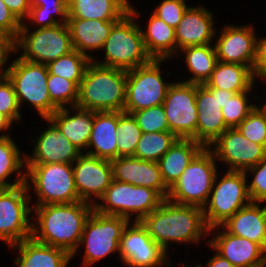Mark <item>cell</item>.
Listing matches in <instances>:
<instances>
[{
	"label": "cell",
	"instance_id": "cell-1",
	"mask_svg": "<svg viewBox=\"0 0 266 267\" xmlns=\"http://www.w3.org/2000/svg\"><path fill=\"white\" fill-rule=\"evenodd\" d=\"M33 208L38 218V226L32 222V238L39 243L63 249L74 257L94 203L79 201L69 204H45Z\"/></svg>",
	"mask_w": 266,
	"mask_h": 267
},
{
	"label": "cell",
	"instance_id": "cell-2",
	"mask_svg": "<svg viewBox=\"0 0 266 267\" xmlns=\"http://www.w3.org/2000/svg\"><path fill=\"white\" fill-rule=\"evenodd\" d=\"M140 223L166 252L169 242L195 243L209 232L201 207L178 204L167 198Z\"/></svg>",
	"mask_w": 266,
	"mask_h": 267
},
{
	"label": "cell",
	"instance_id": "cell-3",
	"mask_svg": "<svg viewBox=\"0 0 266 267\" xmlns=\"http://www.w3.org/2000/svg\"><path fill=\"white\" fill-rule=\"evenodd\" d=\"M126 81V70L101 66L92 60L80 82L76 106L94 112H123Z\"/></svg>",
	"mask_w": 266,
	"mask_h": 267
},
{
	"label": "cell",
	"instance_id": "cell-4",
	"mask_svg": "<svg viewBox=\"0 0 266 267\" xmlns=\"http://www.w3.org/2000/svg\"><path fill=\"white\" fill-rule=\"evenodd\" d=\"M136 15L140 14L129 6V12L113 25L103 45L105 61L95 64L127 71L153 60L146 50L142 30L133 19Z\"/></svg>",
	"mask_w": 266,
	"mask_h": 267
},
{
	"label": "cell",
	"instance_id": "cell-5",
	"mask_svg": "<svg viewBox=\"0 0 266 267\" xmlns=\"http://www.w3.org/2000/svg\"><path fill=\"white\" fill-rule=\"evenodd\" d=\"M215 161V155L210 147H203L169 188L167 199L178 204L201 208L207 206L217 174Z\"/></svg>",
	"mask_w": 266,
	"mask_h": 267
},
{
	"label": "cell",
	"instance_id": "cell-6",
	"mask_svg": "<svg viewBox=\"0 0 266 267\" xmlns=\"http://www.w3.org/2000/svg\"><path fill=\"white\" fill-rule=\"evenodd\" d=\"M100 199L106 204L101 205V203L94 202V210L104 215L125 217L129 221L132 213L137 215L135 221H140L164 201V198L156 190L134 186L115 179L112 180Z\"/></svg>",
	"mask_w": 266,
	"mask_h": 267
},
{
	"label": "cell",
	"instance_id": "cell-7",
	"mask_svg": "<svg viewBox=\"0 0 266 267\" xmlns=\"http://www.w3.org/2000/svg\"><path fill=\"white\" fill-rule=\"evenodd\" d=\"M26 166L25 178L26 180L30 178V183L34 185L38 196V203L33 206L80 201L75 187L72 164L49 163L26 164Z\"/></svg>",
	"mask_w": 266,
	"mask_h": 267
},
{
	"label": "cell",
	"instance_id": "cell-8",
	"mask_svg": "<svg viewBox=\"0 0 266 267\" xmlns=\"http://www.w3.org/2000/svg\"><path fill=\"white\" fill-rule=\"evenodd\" d=\"M246 175L243 171L228 170L217 184L218 175L216 174L207 200V204L210 202L209 207L202 208L209 232L217 230L236 211L252 202L248 193ZM210 195H212L211 198Z\"/></svg>",
	"mask_w": 266,
	"mask_h": 267
},
{
	"label": "cell",
	"instance_id": "cell-9",
	"mask_svg": "<svg viewBox=\"0 0 266 267\" xmlns=\"http://www.w3.org/2000/svg\"><path fill=\"white\" fill-rule=\"evenodd\" d=\"M27 27L22 22L18 37L14 40L15 51L19 48L24 50L19 56L23 60L47 65L74 50L67 23L39 27L30 34Z\"/></svg>",
	"mask_w": 266,
	"mask_h": 267
},
{
	"label": "cell",
	"instance_id": "cell-10",
	"mask_svg": "<svg viewBox=\"0 0 266 267\" xmlns=\"http://www.w3.org/2000/svg\"><path fill=\"white\" fill-rule=\"evenodd\" d=\"M7 77L13 84L19 106L26 100L43 118H49L58 109L51 102L47 89V65L19 57L9 65Z\"/></svg>",
	"mask_w": 266,
	"mask_h": 267
},
{
	"label": "cell",
	"instance_id": "cell-11",
	"mask_svg": "<svg viewBox=\"0 0 266 267\" xmlns=\"http://www.w3.org/2000/svg\"><path fill=\"white\" fill-rule=\"evenodd\" d=\"M29 181L13 188L0 189V240L10 246L32 237L29 214Z\"/></svg>",
	"mask_w": 266,
	"mask_h": 267
},
{
	"label": "cell",
	"instance_id": "cell-12",
	"mask_svg": "<svg viewBox=\"0 0 266 267\" xmlns=\"http://www.w3.org/2000/svg\"><path fill=\"white\" fill-rule=\"evenodd\" d=\"M153 59L148 64L127 70L126 101L123 112L131 114L145 108L162 105L171 83L161 76L160 63Z\"/></svg>",
	"mask_w": 266,
	"mask_h": 267
},
{
	"label": "cell",
	"instance_id": "cell-13",
	"mask_svg": "<svg viewBox=\"0 0 266 267\" xmlns=\"http://www.w3.org/2000/svg\"><path fill=\"white\" fill-rule=\"evenodd\" d=\"M129 223L125 217L104 215L93 209L87 218L80 244L86 245L83 265L91 266L96 261L119 251L124 227Z\"/></svg>",
	"mask_w": 266,
	"mask_h": 267
},
{
	"label": "cell",
	"instance_id": "cell-14",
	"mask_svg": "<svg viewBox=\"0 0 266 267\" xmlns=\"http://www.w3.org/2000/svg\"><path fill=\"white\" fill-rule=\"evenodd\" d=\"M170 132L180 139L196 141L197 106L196 84L172 83L163 102Z\"/></svg>",
	"mask_w": 266,
	"mask_h": 267
},
{
	"label": "cell",
	"instance_id": "cell-15",
	"mask_svg": "<svg viewBox=\"0 0 266 267\" xmlns=\"http://www.w3.org/2000/svg\"><path fill=\"white\" fill-rule=\"evenodd\" d=\"M124 227L120 243L119 256L129 267H165L167 252L149 235L140 221H133Z\"/></svg>",
	"mask_w": 266,
	"mask_h": 267
},
{
	"label": "cell",
	"instance_id": "cell-16",
	"mask_svg": "<svg viewBox=\"0 0 266 267\" xmlns=\"http://www.w3.org/2000/svg\"><path fill=\"white\" fill-rule=\"evenodd\" d=\"M211 146L215 158L228 163L231 171L245 172L266 157V148L245 138L237 128L226 129Z\"/></svg>",
	"mask_w": 266,
	"mask_h": 267
},
{
	"label": "cell",
	"instance_id": "cell-17",
	"mask_svg": "<svg viewBox=\"0 0 266 267\" xmlns=\"http://www.w3.org/2000/svg\"><path fill=\"white\" fill-rule=\"evenodd\" d=\"M72 166L80 201L90 203L91 195L100 199L113 180L110 160L81 153Z\"/></svg>",
	"mask_w": 266,
	"mask_h": 267
},
{
	"label": "cell",
	"instance_id": "cell-18",
	"mask_svg": "<svg viewBox=\"0 0 266 267\" xmlns=\"http://www.w3.org/2000/svg\"><path fill=\"white\" fill-rule=\"evenodd\" d=\"M257 42L253 27L227 25L214 45L218 61L246 65L253 70Z\"/></svg>",
	"mask_w": 266,
	"mask_h": 267
},
{
	"label": "cell",
	"instance_id": "cell-19",
	"mask_svg": "<svg viewBox=\"0 0 266 267\" xmlns=\"http://www.w3.org/2000/svg\"><path fill=\"white\" fill-rule=\"evenodd\" d=\"M196 106V142L203 147L212 148L211 144L228 129L218 102V88L196 84Z\"/></svg>",
	"mask_w": 266,
	"mask_h": 267
},
{
	"label": "cell",
	"instance_id": "cell-20",
	"mask_svg": "<svg viewBox=\"0 0 266 267\" xmlns=\"http://www.w3.org/2000/svg\"><path fill=\"white\" fill-rule=\"evenodd\" d=\"M111 166L113 179L151 188L167 198L169 188L163 182L157 162L127 156L112 159Z\"/></svg>",
	"mask_w": 266,
	"mask_h": 267
},
{
	"label": "cell",
	"instance_id": "cell-21",
	"mask_svg": "<svg viewBox=\"0 0 266 267\" xmlns=\"http://www.w3.org/2000/svg\"><path fill=\"white\" fill-rule=\"evenodd\" d=\"M44 120L49 122V127L38 137L36 145L34 144L32 157L24 155L26 164H73L82 151L74 146L50 119Z\"/></svg>",
	"mask_w": 266,
	"mask_h": 267
},
{
	"label": "cell",
	"instance_id": "cell-22",
	"mask_svg": "<svg viewBox=\"0 0 266 267\" xmlns=\"http://www.w3.org/2000/svg\"><path fill=\"white\" fill-rule=\"evenodd\" d=\"M219 255L234 267H265L266 251L257 243L246 238L224 232L208 241Z\"/></svg>",
	"mask_w": 266,
	"mask_h": 267
},
{
	"label": "cell",
	"instance_id": "cell-23",
	"mask_svg": "<svg viewBox=\"0 0 266 267\" xmlns=\"http://www.w3.org/2000/svg\"><path fill=\"white\" fill-rule=\"evenodd\" d=\"M212 13L205 7H188L175 28L177 49L210 44L215 36Z\"/></svg>",
	"mask_w": 266,
	"mask_h": 267
},
{
	"label": "cell",
	"instance_id": "cell-24",
	"mask_svg": "<svg viewBox=\"0 0 266 267\" xmlns=\"http://www.w3.org/2000/svg\"><path fill=\"white\" fill-rule=\"evenodd\" d=\"M251 202L236 211L221 226L227 232L259 244L266 251V206Z\"/></svg>",
	"mask_w": 266,
	"mask_h": 267
},
{
	"label": "cell",
	"instance_id": "cell-25",
	"mask_svg": "<svg viewBox=\"0 0 266 267\" xmlns=\"http://www.w3.org/2000/svg\"><path fill=\"white\" fill-rule=\"evenodd\" d=\"M119 20H85L79 18H68L67 25L70 31L72 45L75 50L88 56L91 60L93 57L86 51L102 49L109 36L113 25Z\"/></svg>",
	"mask_w": 266,
	"mask_h": 267
},
{
	"label": "cell",
	"instance_id": "cell-26",
	"mask_svg": "<svg viewBox=\"0 0 266 267\" xmlns=\"http://www.w3.org/2000/svg\"><path fill=\"white\" fill-rule=\"evenodd\" d=\"M117 135V111L95 112L87 146H94L95 151L90 149L86 154L110 161L118 158Z\"/></svg>",
	"mask_w": 266,
	"mask_h": 267
},
{
	"label": "cell",
	"instance_id": "cell-27",
	"mask_svg": "<svg viewBox=\"0 0 266 267\" xmlns=\"http://www.w3.org/2000/svg\"><path fill=\"white\" fill-rule=\"evenodd\" d=\"M72 109L77 111L73 116L69 115L70 112L64 107L57 109L48 119L81 151L82 148L85 149L88 146L95 112L77 106Z\"/></svg>",
	"mask_w": 266,
	"mask_h": 267
},
{
	"label": "cell",
	"instance_id": "cell-28",
	"mask_svg": "<svg viewBox=\"0 0 266 267\" xmlns=\"http://www.w3.org/2000/svg\"><path fill=\"white\" fill-rule=\"evenodd\" d=\"M11 248L19 250L15 260L18 267H66L72 258L65 250L39 243L32 237Z\"/></svg>",
	"mask_w": 266,
	"mask_h": 267
},
{
	"label": "cell",
	"instance_id": "cell-29",
	"mask_svg": "<svg viewBox=\"0 0 266 267\" xmlns=\"http://www.w3.org/2000/svg\"><path fill=\"white\" fill-rule=\"evenodd\" d=\"M202 148L203 146L193 139L178 138L157 161L163 182L168 188L181 176L190 161Z\"/></svg>",
	"mask_w": 266,
	"mask_h": 267
},
{
	"label": "cell",
	"instance_id": "cell-30",
	"mask_svg": "<svg viewBox=\"0 0 266 267\" xmlns=\"http://www.w3.org/2000/svg\"><path fill=\"white\" fill-rule=\"evenodd\" d=\"M128 0H67L68 18L120 20L129 12Z\"/></svg>",
	"mask_w": 266,
	"mask_h": 267
},
{
	"label": "cell",
	"instance_id": "cell-31",
	"mask_svg": "<svg viewBox=\"0 0 266 267\" xmlns=\"http://www.w3.org/2000/svg\"><path fill=\"white\" fill-rule=\"evenodd\" d=\"M254 79L253 70L249 66L218 61L204 85L207 88H218L239 93L251 91Z\"/></svg>",
	"mask_w": 266,
	"mask_h": 267
},
{
	"label": "cell",
	"instance_id": "cell-32",
	"mask_svg": "<svg viewBox=\"0 0 266 267\" xmlns=\"http://www.w3.org/2000/svg\"><path fill=\"white\" fill-rule=\"evenodd\" d=\"M142 36L152 59L166 60L175 55L177 51L175 29L154 14L149 19L146 32L142 31Z\"/></svg>",
	"mask_w": 266,
	"mask_h": 267
},
{
	"label": "cell",
	"instance_id": "cell-33",
	"mask_svg": "<svg viewBox=\"0 0 266 267\" xmlns=\"http://www.w3.org/2000/svg\"><path fill=\"white\" fill-rule=\"evenodd\" d=\"M185 54L186 64L193 74L187 83L204 84L211 76L218 62L215 47L211 44L189 46L181 49Z\"/></svg>",
	"mask_w": 266,
	"mask_h": 267
},
{
	"label": "cell",
	"instance_id": "cell-34",
	"mask_svg": "<svg viewBox=\"0 0 266 267\" xmlns=\"http://www.w3.org/2000/svg\"><path fill=\"white\" fill-rule=\"evenodd\" d=\"M20 154L19 148L9 134L0 135V188H13L25 183V173L21 174L20 169L26 162L21 159ZM15 171L20 177L16 178L14 183H9L6 179Z\"/></svg>",
	"mask_w": 266,
	"mask_h": 267
},
{
	"label": "cell",
	"instance_id": "cell-35",
	"mask_svg": "<svg viewBox=\"0 0 266 267\" xmlns=\"http://www.w3.org/2000/svg\"><path fill=\"white\" fill-rule=\"evenodd\" d=\"M177 139L170 131L142 132L133 157L157 162Z\"/></svg>",
	"mask_w": 266,
	"mask_h": 267
},
{
	"label": "cell",
	"instance_id": "cell-36",
	"mask_svg": "<svg viewBox=\"0 0 266 267\" xmlns=\"http://www.w3.org/2000/svg\"><path fill=\"white\" fill-rule=\"evenodd\" d=\"M91 61L88 56L74 49L68 54L49 62L47 68L50 74L73 81L79 87L86 67Z\"/></svg>",
	"mask_w": 266,
	"mask_h": 267
},
{
	"label": "cell",
	"instance_id": "cell-37",
	"mask_svg": "<svg viewBox=\"0 0 266 267\" xmlns=\"http://www.w3.org/2000/svg\"><path fill=\"white\" fill-rule=\"evenodd\" d=\"M28 19L39 24L40 28L53 27L61 23H67V0H30ZM53 12L58 14L62 22L53 17Z\"/></svg>",
	"mask_w": 266,
	"mask_h": 267
},
{
	"label": "cell",
	"instance_id": "cell-38",
	"mask_svg": "<svg viewBox=\"0 0 266 267\" xmlns=\"http://www.w3.org/2000/svg\"><path fill=\"white\" fill-rule=\"evenodd\" d=\"M118 157L134 156L142 131L132 114L117 111Z\"/></svg>",
	"mask_w": 266,
	"mask_h": 267
},
{
	"label": "cell",
	"instance_id": "cell-39",
	"mask_svg": "<svg viewBox=\"0 0 266 267\" xmlns=\"http://www.w3.org/2000/svg\"><path fill=\"white\" fill-rule=\"evenodd\" d=\"M78 86L70 80L48 72L47 89L51 102L59 109L66 104L75 107L78 101Z\"/></svg>",
	"mask_w": 266,
	"mask_h": 267
},
{
	"label": "cell",
	"instance_id": "cell-40",
	"mask_svg": "<svg viewBox=\"0 0 266 267\" xmlns=\"http://www.w3.org/2000/svg\"><path fill=\"white\" fill-rule=\"evenodd\" d=\"M236 128L245 138L266 148V110L263 107L256 106Z\"/></svg>",
	"mask_w": 266,
	"mask_h": 267
},
{
	"label": "cell",
	"instance_id": "cell-41",
	"mask_svg": "<svg viewBox=\"0 0 266 267\" xmlns=\"http://www.w3.org/2000/svg\"><path fill=\"white\" fill-rule=\"evenodd\" d=\"M250 91L235 93L221 108L225 124L228 128H236L256 107L248 104L247 94Z\"/></svg>",
	"mask_w": 266,
	"mask_h": 267
},
{
	"label": "cell",
	"instance_id": "cell-42",
	"mask_svg": "<svg viewBox=\"0 0 266 267\" xmlns=\"http://www.w3.org/2000/svg\"><path fill=\"white\" fill-rule=\"evenodd\" d=\"M143 133L170 131L163 105L131 113Z\"/></svg>",
	"mask_w": 266,
	"mask_h": 267
},
{
	"label": "cell",
	"instance_id": "cell-43",
	"mask_svg": "<svg viewBox=\"0 0 266 267\" xmlns=\"http://www.w3.org/2000/svg\"><path fill=\"white\" fill-rule=\"evenodd\" d=\"M20 106L12 82L8 77L0 81V113L11 122L20 120Z\"/></svg>",
	"mask_w": 266,
	"mask_h": 267
},
{
	"label": "cell",
	"instance_id": "cell-44",
	"mask_svg": "<svg viewBox=\"0 0 266 267\" xmlns=\"http://www.w3.org/2000/svg\"><path fill=\"white\" fill-rule=\"evenodd\" d=\"M187 8L184 0H163L153 14L175 29Z\"/></svg>",
	"mask_w": 266,
	"mask_h": 267
},
{
	"label": "cell",
	"instance_id": "cell-45",
	"mask_svg": "<svg viewBox=\"0 0 266 267\" xmlns=\"http://www.w3.org/2000/svg\"><path fill=\"white\" fill-rule=\"evenodd\" d=\"M253 173V180L248 186V193L252 202H266V157L258 164L248 168L247 172Z\"/></svg>",
	"mask_w": 266,
	"mask_h": 267
},
{
	"label": "cell",
	"instance_id": "cell-46",
	"mask_svg": "<svg viewBox=\"0 0 266 267\" xmlns=\"http://www.w3.org/2000/svg\"><path fill=\"white\" fill-rule=\"evenodd\" d=\"M21 24L3 0H0V33L14 41L18 37Z\"/></svg>",
	"mask_w": 266,
	"mask_h": 267
},
{
	"label": "cell",
	"instance_id": "cell-47",
	"mask_svg": "<svg viewBox=\"0 0 266 267\" xmlns=\"http://www.w3.org/2000/svg\"><path fill=\"white\" fill-rule=\"evenodd\" d=\"M258 76L266 79V38L258 39L257 57L253 67V77Z\"/></svg>",
	"mask_w": 266,
	"mask_h": 267
},
{
	"label": "cell",
	"instance_id": "cell-48",
	"mask_svg": "<svg viewBox=\"0 0 266 267\" xmlns=\"http://www.w3.org/2000/svg\"><path fill=\"white\" fill-rule=\"evenodd\" d=\"M9 10L22 23L23 19H27L30 11V0H3Z\"/></svg>",
	"mask_w": 266,
	"mask_h": 267
},
{
	"label": "cell",
	"instance_id": "cell-49",
	"mask_svg": "<svg viewBox=\"0 0 266 267\" xmlns=\"http://www.w3.org/2000/svg\"><path fill=\"white\" fill-rule=\"evenodd\" d=\"M15 48H14V41L13 40H0V81L5 79L7 77L8 74V68L3 69V71L1 70L2 67H4V63L8 60V55L11 52H14ZM3 72V73H2Z\"/></svg>",
	"mask_w": 266,
	"mask_h": 267
},
{
	"label": "cell",
	"instance_id": "cell-50",
	"mask_svg": "<svg viewBox=\"0 0 266 267\" xmlns=\"http://www.w3.org/2000/svg\"><path fill=\"white\" fill-rule=\"evenodd\" d=\"M198 267H202V265L198 264ZM208 267H234L226 258L219 255L217 252L214 257L210 258L207 263Z\"/></svg>",
	"mask_w": 266,
	"mask_h": 267
},
{
	"label": "cell",
	"instance_id": "cell-51",
	"mask_svg": "<svg viewBox=\"0 0 266 267\" xmlns=\"http://www.w3.org/2000/svg\"><path fill=\"white\" fill-rule=\"evenodd\" d=\"M235 94V92H230L227 90H221L218 89V102H219V106L221 108L224 107V105L227 103L228 100H230V98Z\"/></svg>",
	"mask_w": 266,
	"mask_h": 267
},
{
	"label": "cell",
	"instance_id": "cell-52",
	"mask_svg": "<svg viewBox=\"0 0 266 267\" xmlns=\"http://www.w3.org/2000/svg\"><path fill=\"white\" fill-rule=\"evenodd\" d=\"M12 122L2 113H0V131L8 129Z\"/></svg>",
	"mask_w": 266,
	"mask_h": 267
},
{
	"label": "cell",
	"instance_id": "cell-53",
	"mask_svg": "<svg viewBox=\"0 0 266 267\" xmlns=\"http://www.w3.org/2000/svg\"><path fill=\"white\" fill-rule=\"evenodd\" d=\"M0 40H11V39L8 38V37L3 36V35L0 33Z\"/></svg>",
	"mask_w": 266,
	"mask_h": 267
}]
</instances>
